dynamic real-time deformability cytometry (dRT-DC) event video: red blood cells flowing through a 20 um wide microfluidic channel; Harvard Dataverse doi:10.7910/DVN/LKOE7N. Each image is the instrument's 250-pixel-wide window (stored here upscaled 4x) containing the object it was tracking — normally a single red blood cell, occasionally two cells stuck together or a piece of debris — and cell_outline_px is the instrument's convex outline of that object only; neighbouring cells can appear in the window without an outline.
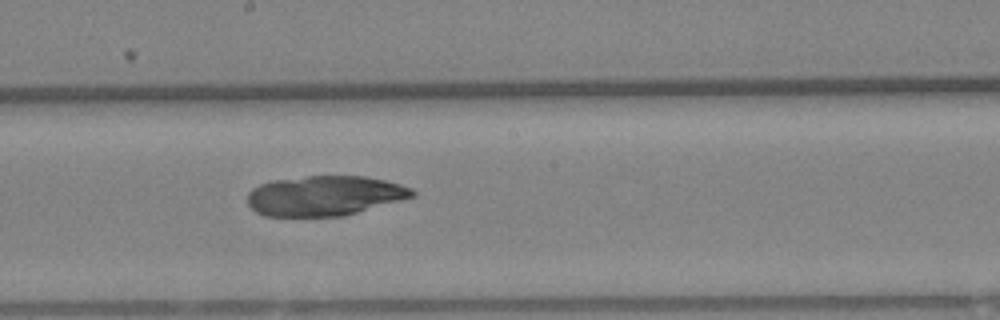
{"species": "Egyptian fruit bat (a non-hibernating species)", "species_latin": "Rousettus aegyptiacus", "temperature_condition": "warm", "stored_images_in_passage": 37, "camera_frame_rate_fps": 3000, "um_per_image_px": 0.085, "animal": {"sex": "female"}, "frame": {"image": 1, "passage_image": 19, "time_ms": 6.0, "image_size_px": [1000, 320], "cell_outline_px": [[416, 196], [344, 216], [264, 216], [256, 212], [248, 204], [248, 192], [252, 188], [260, 184], [272, 180], [304, 176], [364, 176], [384, 180], [400, 184], [412, 188], [416, 192]], "centroid_in_image_um": [27.59, 16.63], "position_along_channel_um": 220.6, "area_um2": 38.55}}
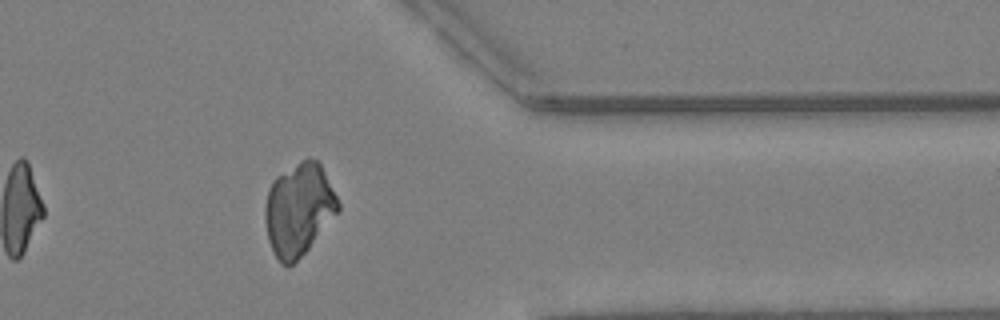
{"frame": {"image": 2, "passage_image": 35, "time_ms": 11.333, "image_size_px": [1000, 320], "cell_outline_px": [[340, 212], [308, 248], [288, 268], [280, 264], [268, 240], [264, 220], [264, 208], [268, 188], [272, 180], [276, 176], [300, 160], [308, 156], [316, 160], [320, 164], [340, 204]], "centroid_in_image_um": [25.38, 17.79], "position_along_channel_um": 386.0, "area_um2": 39.48}}